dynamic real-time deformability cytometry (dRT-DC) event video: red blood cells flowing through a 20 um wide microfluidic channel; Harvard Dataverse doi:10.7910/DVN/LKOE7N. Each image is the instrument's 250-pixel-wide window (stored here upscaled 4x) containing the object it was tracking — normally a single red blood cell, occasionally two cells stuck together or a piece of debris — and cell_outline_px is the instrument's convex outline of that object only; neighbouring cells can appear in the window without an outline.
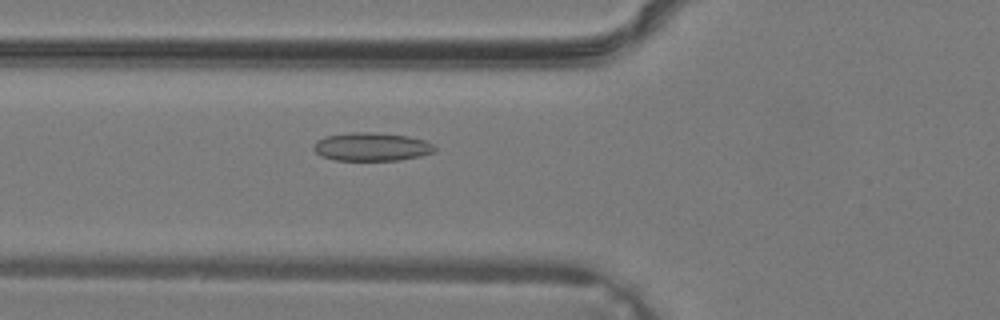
{"species": "common noctule bat (a hibernating species)", "species_latin": "Nyctalus noctula", "temperature_condition": "warm", "stored_images_in_passage": 23, "camera_frame_rate_fps": 3000, "um_per_image_px": 0.085, "animal": {"sex": "male", "body_mass_g": 19.2, "forearm_length_mm": 51.8}, "frame": {"image": 1, "passage_image": 2, "time_ms": 0.333, "image_size_px": [1000, 320], "cell_outline_px": [[436, 152], [420, 156], [400, 160], [336, 160], [320, 156], [312, 148], [316, 140], [328, 136], [352, 132], [372, 132], [408, 136], [424, 140], [432, 144], [436, 148]], "centroid_in_image_um": [31.59, 12.48], "position_along_channel_um": 94.2, "area_um2": 20.0}}
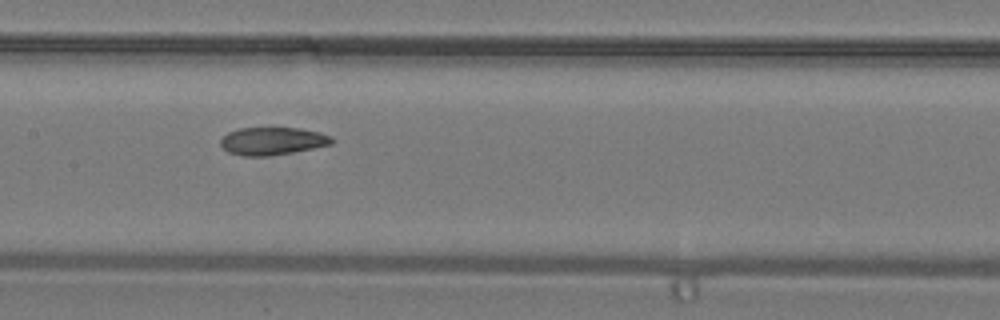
{"frame": {"image": 2, "passage_image": 7, "time_ms": 2.0, "image_size_px": [1000, 320], "cell_outline_px": [[332, 144], [292, 152], [268, 156], [244, 156], [228, 152], [220, 144], [220, 140], [228, 132], [240, 128], [300, 128], [320, 132], [332, 136]], "centroid_in_image_um": [23.15, 11.98], "position_along_channel_um": 184.2, "area_um2": 17.86}}
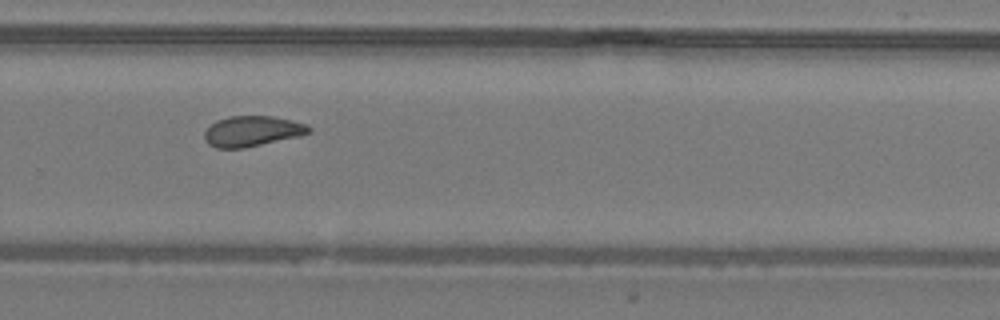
{"frame": {"image": 3, "passage_image": 14, "time_ms": 4.333, "image_size_px": [1000, 320], "cell_outline_px": [[312, 132], [300, 136], [244, 148], [216, 148], [208, 144], [204, 140], [204, 132], [216, 120], [228, 116], [272, 116], [292, 120], [308, 124], [312, 128]], "centroid_in_image_um": [21.46, 11.15], "position_along_channel_um": 308.3, "area_um2": 18.73}}